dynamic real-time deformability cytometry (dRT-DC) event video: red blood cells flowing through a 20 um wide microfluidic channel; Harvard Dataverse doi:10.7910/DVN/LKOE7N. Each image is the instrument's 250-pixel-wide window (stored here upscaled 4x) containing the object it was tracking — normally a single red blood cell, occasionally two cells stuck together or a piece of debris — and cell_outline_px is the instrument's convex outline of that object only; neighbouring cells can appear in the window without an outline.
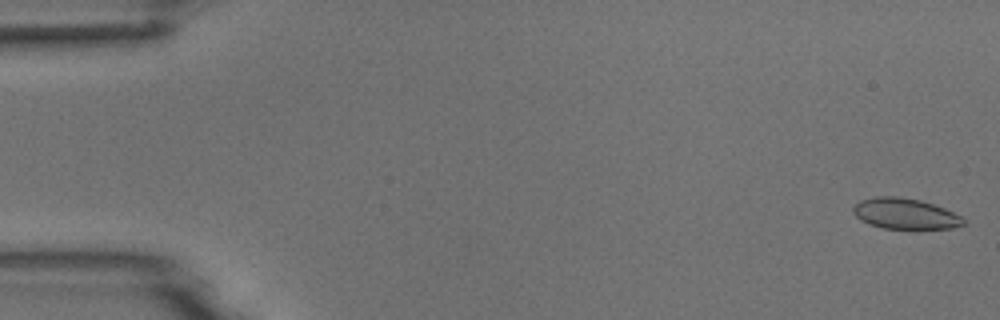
{"species": "common noctule bat (a hibernating species)", "species_latin": "Nyctalus noctula", "temperature_condition": "room temperature", "stored_images_in_passage": 5, "camera_frame_rate_fps": 3000, "um_per_image_px": 0.085, "animal": {"sex": "male", "body_mass_g": 18.8}, "frame": {"image": 1, "passage_image": 1, "time_ms": 0.0, "image_size_px": [1000, 320], "cell_outline_px": [[968, 224], [952, 228], [916, 232], [912, 232], [884, 228], [868, 224], [860, 220], [852, 212], [852, 208], [860, 200], [876, 196], [900, 196], [920, 200], [944, 208], [968, 220]], "centroid_in_image_um": [76.99, 18.22], "position_along_channel_um": 8.0, "area_um2": 20.87}}
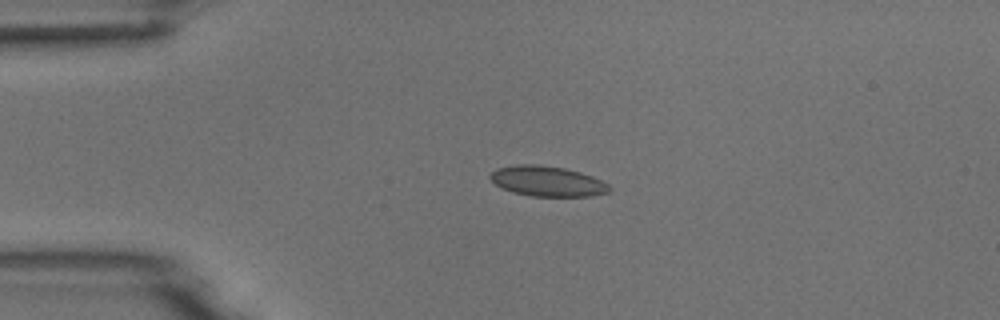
{"frame": {"image": 2, "passage_image": 4, "time_ms": 3.667, "image_size_px": [1000, 320], "cell_outline_px": [[612, 188], [608, 192], [592, 196], [532, 196], [512, 192], [500, 188], [488, 176], [496, 168], [516, 164], [540, 164], [564, 168], [580, 172], [592, 176], [608, 184]], "centroid_in_image_um": [46.5, 15.4], "position_along_channel_um": 38.5, "area_um2": 21.1}}